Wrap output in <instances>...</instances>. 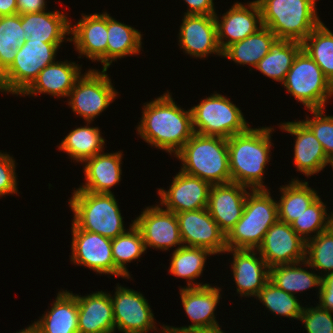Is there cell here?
I'll return each mask as SVG.
<instances>
[{"label":"cell","mask_w":333,"mask_h":333,"mask_svg":"<svg viewBox=\"0 0 333 333\" xmlns=\"http://www.w3.org/2000/svg\"><path fill=\"white\" fill-rule=\"evenodd\" d=\"M301 49L302 43L300 42L277 38L270 46L267 55L257 63L255 68L266 77L283 83Z\"/></svg>","instance_id":"obj_32"},{"label":"cell","mask_w":333,"mask_h":333,"mask_svg":"<svg viewBox=\"0 0 333 333\" xmlns=\"http://www.w3.org/2000/svg\"><path fill=\"white\" fill-rule=\"evenodd\" d=\"M61 43L26 40L11 66L0 76V91L21 95L47 65L55 63Z\"/></svg>","instance_id":"obj_8"},{"label":"cell","mask_w":333,"mask_h":333,"mask_svg":"<svg viewBox=\"0 0 333 333\" xmlns=\"http://www.w3.org/2000/svg\"><path fill=\"white\" fill-rule=\"evenodd\" d=\"M233 254L231 268L237 293L243 297H256L259 291L269 281V267L265 260L257 256L256 250L227 249Z\"/></svg>","instance_id":"obj_23"},{"label":"cell","mask_w":333,"mask_h":333,"mask_svg":"<svg viewBox=\"0 0 333 333\" xmlns=\"http://www.w3.org/2000/svg\"><path fill=\"white\" fill-rule=\"evenodd\" d=\"M302 49L333 85V33L321 22L302 42Z\"/></svg>","instance_id":"obj_36"},{"label":"cell","mask_w":333,"mask_h":333,"mask_svg":"<svg viewBox=\"0 0 333 333\" xmlns=\"http://www.w3.org/2000/svg\"><path fill=\"white\" fill-rule=\"evenodd\" d=\"M25 41L21 15L0 16V76L11 66L19 47Z\"/></svg>","instance_id":"obj_37"},{"label":"cell","mask_w":333,"mask_h":333,"mask_svg":"<svg viewBox=\"0 0 333 333\" xmlns=\"http://www.w3.org/2000/svg\"><path fill=\"white\" fill-rule=\"evenodd\" d=\"M306 267L333 273V230L329 227L316 237L306 241L305 260Z\"/></svg>","instance_id":"obj_41"},{"label":"cell","mask_w":333,"mask_h":333,"mask_svg":"<svg viewBox=\"0 0 333 333\" xmlns=\"http://www.w3.org/2000/svg\"><path fill=\"white\" fill-rule=\"evenodd\" d=\"M283 86L306 109H324L333 96V85L321 68L301 49L287 72Z\"/></svg>","instance_id":"obj_9"},{"label":"cell","mask_w":333,"mask_h":333,"mask_svg":"<svg viewBox=\"0 0 333 333\" xmlns=\"http://www.w3.org/2000/svg\"><path fill=\"white\" fill-rule=\"evenodd\" d=\"M50 311L36 323L40 333H79L77 297L69 291H59Z\"/></svg>","instance_id":"obj_28"},{"label":"cell","mask_w":333,"mask_h":333,"mask_svg":"<svg viewBox=\"0 0 333 333\" xmlns=\"http://www.w3.org/2000/svg\"><path fill=\"white\" fill-rule=\"evenodd\" d=\"M138 134L152 147L175 156L194 134L191 109L183 110L167 91L144 104Z\"/></svg>","instance_id":"obj_1"},{"label":"cell","mask_w":333,"mask_h":333,"mask_svg":"<svg viewBox=\"0 0 333 333\" xmlns=\"http://www.w3.org/2000/svg\"><path fill=\"white\" fill-rule=\"evenodd\" d=\"M247 194L241 219L226 235L227 249L257 250L268 229L278 219L277 201L268 189H256Z\"/></svg>","instance_id":"obj_5"},{"label":"cell","mask_w":333,"mask_h":333,"mask_svg":"<svg viewBox=\"0 0 333 333\" xmlns=\"http://www.w3.org/2000/svg\"><path fill=\"white\" fill-rule=\"evenodd\" d=\"M308 181L292 179L289 184L280 187L281 197L277 202L279 221L291 224L319 195L308 186Z\"/></svg>","instance_id":"obj_33"},{"label":"cell","mask_w":333,"mask_h":333,"mask_svg":"<svg viewBox=\"0 0 333 333\" xmlns=\"http://www.w3.org/2000/svg\"><path fill=\"white\" fill-rule=\"evenodd\" d=\"M17 1V14L38 13L45 11V0H16Z\"/></svg>","instance_id":"obj_47"},{"label":"cell","mask_w":333,"mask_h":333,"mask_svg":"<svg viewBox=\"0 0 333 333\" xmlns=\"http://www.w3.org/2000/svg\"><path fill=\"white\" fill-rule=\"evenodd\" d=\"M326 209V205L318 197L290 225L304 241H308L312 238L311 233H315L313 237H316L330 227L333 212L328 215Z\"/></svg>","instance_id":"obj_40"},{"label":"cell","mask_w":333,"mask_h":333,"mask_svg":"<svg viewBox=\"0 0 333 333\" xmlns=\"http://www.w3.org/2000/svg\"><path fill=\"white\" fill-rule=\"evenodd\" d=\"M90 123L87 122L86 126L71 130L58 146L59 150L66 152L76 162L83 163L103 152L105 139L100 134L98 127L88 126Z\"/></svg>","instance_id":"obj_31"},{"label":"cell","mask_w":333,"mask_h":333,"mask_svg":"<svg viewBox=\"0 0 333 333\" xmlns=\"http://www.w3.org/2000/svg\"><path fill=\"white\" fill-rule=\"evenodd\" d=\"M71 261L99 274L128 279L116 266L112 256V239L79 229L72 222Z\"/></svg>","instance_id":"obj_11"},{"label":"cell","mask_w":333,"mask_h":333,"mask_svg":"<svg viewBox=\"0 0 333 333\" xmlns=\"http://www.w3.org/2000/svg\"><path fill=\"white\" fill-rule=\"evenodd\" d=\"M106 72L89 69L76 80L68 95L73 112L87 122L94 121L118 95Z\"/></svg>","instance_id":"obj_10"},{"label":"cell","mask_w":333,"mask_h":333,"mask_svg":"<svg viewBox=\"0 0 333 333\" xmlns=\"http://www.w3.org/2000/svg\"><path fill=\"white\" fill-rule=\"evenodd\" d=\"M107 69L117 58L138 55L142 48L141 32L107 14Z\"/></svg>","instance_id":"obj_30"},{"label":"cell","mask_w":333,"mask_h":333,"mask_svg":"<svg viewBox=\"0 0 333 333\" xmlns=\"http://www.w3.org/2000/svg\"><path fill=\"white\" fill-rule=\"evenodd\" d=\"M214 255L209 250L199 247H177L172 253L169 273L172 275L186 279V288L204 287L210 284H195L194 279L201 276L205 268L206 258ZM193 281V282H192Z\"/></svg>","instance_id":"obj_34"},{"label":"cell","mask_w":333,"mask_h":333,"mask_svg":"<svg viewBox=\"0 0 333 333\" xmlns=\"http://www.w3.org/2000/svg\"><path fill=\"white\" fill-rule=\"evenodd\" d=\"M277 39L276 35L266 26H261L255 33L245 39L228 46L222 57H226L240 65L256 67L270 50V46Z\"/></svg>","instance_id":"obj_29"},{"label":"cell","mask_w":333,"mask_h":333,"mask_svg":"<svg viewBox=\"0 0 333 333\" xmlns=\"http://www.w3.org/2000/svg\"><path fill=\"white\" fill-rule=\"evenodd\" d=\"M248 188L235 182L216 184L210 188L207 209L226 235L243 215Z\"/></svg>","instance_id":"obj_21"},{"label":"cell","mask_w":333,"mask_h":333,"mask_svg":"<svg viewBox=\"0 0 333 333\" xmlns=\"http://www.w3.org/2000/svg\"><path fill=\"white\" fill-rule=\"evenodd\" d=\"M221 288L211 285L180 288L182 305L193 324L182 327L165 326L166 333H194L220 329L214 311L220 301Z\"/></svg>","instance_id":"obj_12"},{"label":"cell","mask_w":333,"mask_h":333,"mask_svg":"<svg viewBox=\"0 0 333 333\" xmlns=\"http://www.w3.org/2000/svg\"><path fill=\"white\" fill-rule=\"evenodd\" d=\"M110 298L113 305L115 330L123 333H147L156 330L154 315L148 301L138 291L119 286Z\"/></svg>","instance_id":"obj_13"},{"label":"cell","mask_w":333,"mask_h":333,"mask_svg":"<svg viewBox=\"0 0 333 333\" xmlns=\"http://www.w3.org/2000/svg\"><path fill=\"white\" fill-rule=\"evenodd\" d=\"M132 222L139 229L146 250L152 247L166 251L177 245L178 248L183 246L176 214L160 205L146 207Z\"/></svg>","instance_id":"obj_16"},{"label":"cell","mask_w":333,"mask_h":333,"mask_svg":"<svg viewBox=\"0 0 333 333\" xmlns=\"http://www.w3.org/2000/svg\"><path fill=\"white\" fill-rule=\"evenodd\" d=\"M280 129L296 136L294 145V165L307 177L319 173L331 160L326 156L321 143L303 121L285 122Z\"/></svg>","instance_id":"obj_22"},{"label":"cell","mask_w":333,"mask_h":333,"mask_svg":"<svg viewBox=\"0 0 333 333\" xmlns=\"http://www.w3.org/2000/svg\"><path fill=\"white\" fill-rule=\"evenodd\" d=\"M302 262L273 266L269 269V281L288 294L295 295L312 287L320 288L321 276L300 267Z\"/></svg>","instance_id":"obj_35"},{"label":"cell","mask_w":333,"mask_h":333,"mask_svg":"<svg viewBox=\"0 0 333 333\" xmlns=\"http://www.w3.org/2000/svg\"><path fill=\"white\" fill-rule=\"evenodd\" d=\"M246 5L236 2L222 15L221 20L217 14L214 16L218 44L222 52L228 46L245 39L263 26L261 9L257 0Z\"/></svg>","instance_id":"obj_19"},{"label":"cell","mask_w":333,"mask_h":333,"mask_svg":"<svg viewBox=\"0 0 333 333\" xmlns=\"http://www.w3.org/2000/svg\"><path fill=\"white\" fill-rule=\"evenodd\" d=\"M319 306L333 313V273L321 275Z\"/></svg>","instance_id":"obj_45"},{"label":"cell","mask_w":333,"mask_h":333,"mask_svg":"<svg viewBox=\"0 0 333 333\" xmlns=\"http://www.w3.org/2000/svg\"><path fill=\"white\" fill-rule=\"evenodd\" d=\"M81 66L75 62L60 61L44 67L33 83L21 94H51L57 98L68 97L76 80L82 75Z\"/></svg>","instance_id":"obj_25"},{"label":"cell","mask_w":333,"mask_h":333,"mask_svg":"<svg viewBox=\"0 0 333 333\" xmlns=\"http://www.w3.org/2000/svg\"><path fill=\"white\" fill-rule=\"evenodd\" d=\"M176 216L183 246L204 248L213 254L225 253L226 234L207 208L180 212Z\"/></svg>","instance_id":"obj_14"},{"label":"cell","mask_w":333,"mask_h":333,"mask_svg":"<svg viewBox=\"0 0 333 333\" xmlns=\"http://www.w3.org/2000/svg\"><path fill=\"white\" fill-rule=\"evenodd\" d=\"M272 130V127H250L246 132L227 139L231 182L249 187L250 190L267 189L263 177L271 158Z\"/></svg>","instance_id":"obj_2"},{"label":"cell","mask_w":333,"mask_h":333,"mask_svg":"<svg viewBox=\"0 0 333 333\" xmlns=\"http://www.w3.org/2000/svg\"><path fill=\"white\" fill-rule=\"evenodd\" d=\"M191 113L194 133L228 139L250 128L241 110L217 92L201 99L191 108Z\"/></svg>","instance_id":"obj_7"},{"label":"cell","mask_w":333,"mask_h":333,"mask_svg":"<svg viewBox=\"0 0 333 333\" xmlns=\"http://www.w3.org/2000/svg\"><path fill=\"white\" fill-rule=\"evenodd\" d=\"M79 333H114L115 321L110 294L96 291L87 296L76 294Z\"/></svg>","instance_id":"obj_24"},{"label":"cell","mask_w":333,"mask_h":333,"mask_svg":"<svg viewBox=\"0 0 333 333\" xmlns=\"http://www.w3.org/2000/svg\"><path fill=\"white\" fill-rule=\"evenodd\" d=\"M102 153L83 162L86 183L78 189L91 193L111 194L110 188L121 181L122 153L120 151Z\"/></svg>","instance_id":"obj_26"},{"label":"cell","mask_w":333,"mask_h":333,"mask_svg":"<svg viewBox=\"0 0 333 333\" xmlns=\"http://www.w3.org/2000/svg\"><path fill=\"white\" fill-rule=\"evenodd\" d=\"M16 333H40V329L35 321L34 323H32V325L28 326L26 329H23L20 332Z\"/></svg>","instance_id":"obj_49"},{"label":"cell","mask_w":333,"mask_h":333,"mask_svg":"<svg viewBox=\"0 0 333 333\" xmlns=\"http://www.w3.org/2000/svg\"><path fill=\"white\" fill-rule=\"evenodd\" d=\"M305 249L306 241L290 224L278 220L268 229L256 251L271 268L304 261Z\"/></svg>","instance_id":"obj_15"},{"label":"cell","mask_w":333,"mask_h":333,"mask_svg":"<svg viewBox=\"0 0 333 333\" xmlns=\"http://www.w3.org/2000/svg\"><path fill=\"white\" fill-rule=\"evenodd\" d=\"M15 164L13 157L0 152V197L18 194Z\"/></svg>","instance_id":"obj_44"},{"label":"cell","mask_w":333,"mask_h":333,"mask_svg":"<svg viewBox=\"0 0 333 333\" xmlns=\"http://www.w3.org/2000/svg\"><path fill=\"white\" fill-rule=\"evenodd\" d=\"M161 332H162V333H166V332H165V326H164V325L162 326V331H161Z\"/></svg>","instance_id":"obj_52"},{"label":"cell","mask_w":333,"mask_h":333,"mask_svg":"<svg viewBox=\"0 0 333 333\" xmlns=\"http://www.w3.org/2000/svg\"><path fill=\"white\" fill-rule=\"evenodd\" d=\"M185 2L189 8L184 15H216L213 0H185Z\"/></svg>","instance_id":"obj_46"},{"label":"cell","mask_w":333,"mask_h":333,"mask_svg":"<svg viewBox=\"0 0 333 333\" xmlns=\"http://www.w3.org/2000/svg\"><path fill=\"white\" fill-rule=\"evenodd\" d=\"M146 251L145 243L139 229L132 223L129 231L112 239V256L115 266L129 279L131 278L126 264Z\"/></svg>","instance_id":"obj_38"},{"label":"cell","mask_w":333,"mask_h":333,"mask_svg":"<svg viewBox=\"0 0 333 333\" xmlns=\"http://www.w3.org/2000/svg\"><path fill=\"white\" fill-rule=\"evenodd\" d=\"M17 14L16 0H0V16Z\"/></svg>","instance_id":"obj_48"},{"label":"cell","mask_w":333,"mask_h":333,"mask_svg":"<svg viewBox=\"0 0 333 333\" xmlns=\"http://www.w3.org/2000/svg\"><path fill=\"white\" fill-rule=\"evenodd\" d=\"M330 228L333 230V215H332L331 222H330Z\"/></svg>","instance_id":"obj_51"},{"label":"cell","mask_w":333,"mask_h":333,"mask_svg":"<svg viewBox=\"0 0 333 333\" xmlns=\"http://www.w3.org/2000/svg\"><path fill=\"white\" fill-rule=\"evenodd\" d=\"M314 116L313 119L306 117L302 120L314 133L315 137L321 143L326 156L333 159V115H323V109H310ZM311 119V120H310Z\"/></svg>","instance_id":"obj_42"},{"label":"cell","mask_w":333,"mask_h":333,"mask_svg":"<svg viewBox=\"0 0 333 333\" xmlns=\"http://www.w3.org/2000/svg\"><path fill=\"white\" fill-rule=\"evenodd\" d=\"M299 320L307 333H333V314L319 305L304 307Z\"/></svg>","instance_id":"obj_43"},{"label":"cell","mask_w":333,"mask_h":333,"mask_svg":"<svg viewBox=\"0 0 333 333\" xmlns=\"http://www.w3.org/2000/svg\"><path fill=\"white\" fill-rule=\"evenodd\" d=\"M194 333H225L221 328L216 330H210V331H199Z\"/></svg>","instance_id":"obj_50"},{"label":"cell","mask_w":333,"mask_h":333,"mask_svg":"<svg viewBox=\"0 0 333 333\" xmlns=\"http://www.w3.org/2000/svg\"><path fill=\"white\" fill-rule=\"evenodd\" d=\"M296 297L268 281L255 298L260 300L266 306V309L268 308L269 311L277 316L281 315L286 318L299 320L304 307L300 305Z\"/></svg>","instance_id":"obj_39"},{"label":"cell","mask_w":333,"mask_h":333,"mask_svg":"<svg viewBox=\"0 0 333 333\" xmlns=\"http://www.w3.org/2000/svg\"><path fill=\"white\" fill-rule=\"evenodd\" d=\"M63 11L28 13L21 15V26L26 40L43 41L44 43H62L70 35V25Z\"/></svg>","instance_id":"obj_27"},{"label":"cell","mask_w":333,"mask_h":333,"mask_svg":"<svg viewBox=\"0 0 333 333\" xmlns=\"http://www.w3.org/2000/svg\"><path fill=\"white\" fill-rule=\"evenodd\" d=\"M211 184L199 177L188 175L181 170L174 176L169 190L159 188L160 204L175 214L208 206Z\"/></svg>","instance_id":"obj_17"},{"label":"cell","mask_w":333,"mask_h":333,"mask_svg":"<svg viewBox=\"0 0 333 333\" xmlns=\"http://www.w3.org/2000/svg\"><path fill=\"white\" fill-rule=\"evenodd\" d=\"M73 223L82 230L114 239L126 232L123 217L113 193H91L76 189L69 202Z\"/></svg>","instance_id":"obj_6"},{"label":"cell","mask_w":333,"mask_h":333,"mask_svg":"<svg viewBox=\"0 0 333 333\" xmlns=\"http://www.w3.org/2000/svg\"><path fill=\"white\" fill-rule=\"evenodd\" d=\"M70 38L66 40L74 43L76 51L103 65L107 70V12L82 15L75 25H70Z\"/></svg>","instance_id":"obj_18"},{"label":"cell","mask_w":333,"mask_h":333,"mask_svg":"<svg viewBox=\"0 0 333 333\" xmlns=\"http://www.w3.org/2000/svg\"><path fill=\"white\" fill-rule=\"evenodd\" d=\"M182 21L178 45L186 54L196 58H206L209 54L222 56L214 16L184 15Z\"/></svg>","instance_id":"obj_20"},{"label":"cell","mask_w":333,"mask_h":333,"mask_svg":"<svg viewBox=\"0 0 333 333\" xmlns=\"http://www.w3.org/2000/svg\"><path fill=\"white\" fill-rule=\"evenodd\" d=\"M317 0H257L262 25L278 39L302 43L321 23L316 9Z\"/></svg>","instance_id":"obj_4"},{"label":"cell","mask_w":333,"mask_h":333,"mask_svg":"<svg viewBox=\"0 0 333 333\" xmlns=\"http://www.w3.org/2000/svg\"><path fill=\"white\" fill-rule=\"evenodd\" d=\"M175 157L188 175L211 185L231 182L227 138L194 133Z\"/></svg>","instance_id":"obj_3"},{"label":"cell","mask_w":333,"mask_h":333,"mask_svg":"<svg viewBox=\"0 0 333 333\" xmlns=\"http://www.w3.org/2000/svg\"><path fill=\"white\" fill-rule=\"evenodd\" d=\"M330 166H331L332 169H333V159L331 160Z\"/></svg>","instance_id":"obj_53"}]
</instances>
